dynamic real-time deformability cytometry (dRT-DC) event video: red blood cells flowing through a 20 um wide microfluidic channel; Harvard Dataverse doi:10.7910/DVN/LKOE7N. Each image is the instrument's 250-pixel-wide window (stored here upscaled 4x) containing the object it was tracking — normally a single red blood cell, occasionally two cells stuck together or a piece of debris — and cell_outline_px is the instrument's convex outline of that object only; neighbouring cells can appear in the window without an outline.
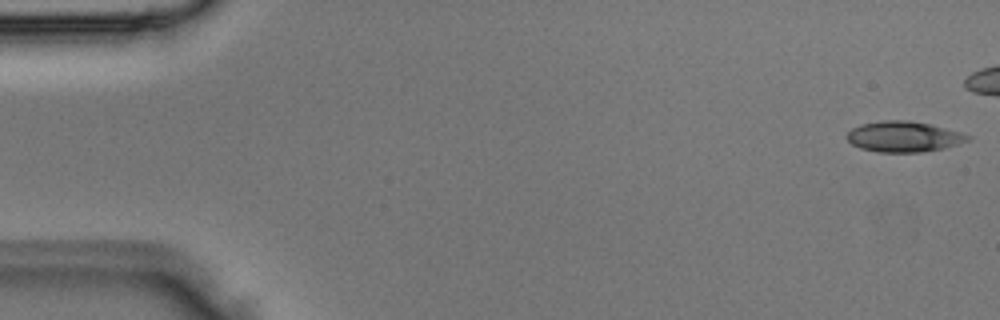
{"species": "Egyptian fruit bat (a non-hibernating species)", "species_latin": "Rousettus aegyptiacus", "temperature_condition": "room temperature", "stored_images_in_passage": 3, "segment_of_instrument_passage": [2, 2], "camera_frame_rate_fps": 3000, "um_per_image_px": 0.085, "animal": {"sex": "male"}, "frame": {"image": 1, "passage_image": 3, "time_ms": 0.667, "image_size_px": [1000, 320], "cell_outline_px": [[972, 136], [968, 140], [944, 148], [920, 152], [880, 152], [860, 148], [852, 144], [844, 136], [852, 128], [860, 124], [880, 120], [908, 120], [928, 124], [960, 132]], "centroid_in_image_um": [76.76, 11.61], "position_along_channel_um": 8.2, "area_um2": 21.44}}